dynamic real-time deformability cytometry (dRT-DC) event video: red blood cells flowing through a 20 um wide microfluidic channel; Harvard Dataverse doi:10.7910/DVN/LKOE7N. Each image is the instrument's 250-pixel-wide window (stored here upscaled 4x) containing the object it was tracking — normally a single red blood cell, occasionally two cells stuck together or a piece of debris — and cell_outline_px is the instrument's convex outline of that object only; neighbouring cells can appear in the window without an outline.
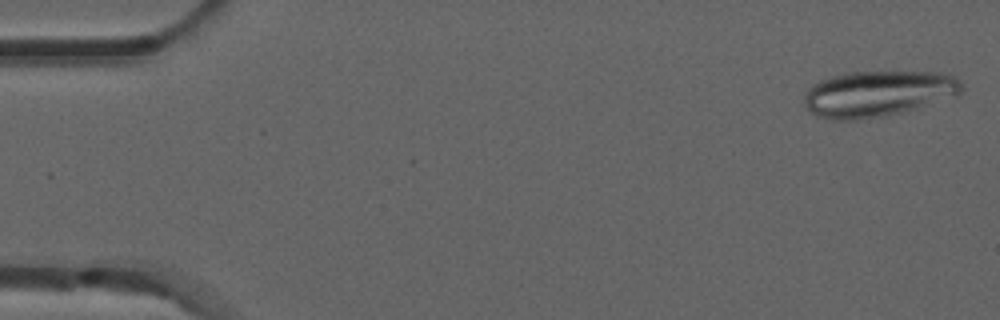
{"species": "common noctule bat (a hibernating species)", "species_latin": "Nyctalus noctula", "temperature_condition": "room temperature", "stored_images_in_passage": 3, "camera_frame_rate_fps": 3000, "um_per_image_px": 0.085, "animal": {"sex": "male", "forearm_length_mm": 52.5}, "frame": {"image": 1, "passage_image": 1, "time_ms": 0.0, "image_size_px": [1000, 320], "cell_outline_px": [[964, 88], [956, 96], [916, 108], [888, 116], [856, 120], [828, 120], [816, 116], [804, 104], [804, 92], [812, 84], [820, 80], [832, 76], [848, 72], [940, 72], [952, 76], [960, 80]], "centroid_in_image_um": [74.6, 7.97], "position_along_channel_um": 10.4, "area_um2": 42.43}}